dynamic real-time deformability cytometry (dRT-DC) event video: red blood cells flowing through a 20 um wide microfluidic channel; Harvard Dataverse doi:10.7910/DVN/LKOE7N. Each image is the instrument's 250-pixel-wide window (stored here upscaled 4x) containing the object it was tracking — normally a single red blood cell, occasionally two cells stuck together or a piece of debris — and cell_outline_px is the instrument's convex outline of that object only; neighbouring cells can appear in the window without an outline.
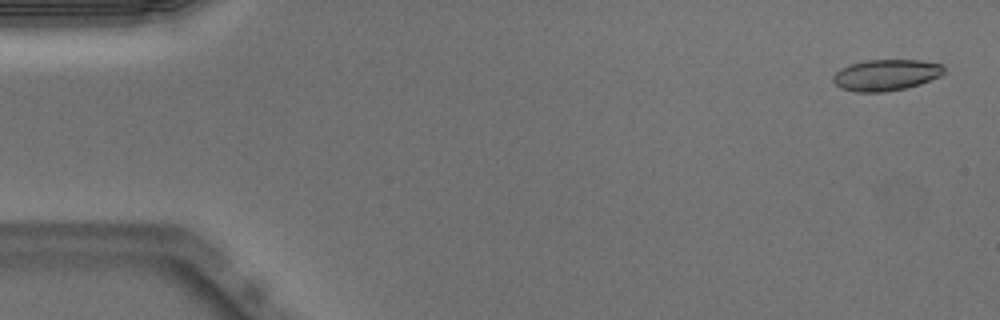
{"species": "Egyptian fruit bat (a non-hibernating species)", "species_latin": "Rousettus aegyptiacus", "temperature_condition": "warm", "stored_images_in_passage": 49, "camera_frame_rate_fps": 3000, "um_per_image_px": 0.085, "animal": {"sex": "male"}, "frame": {"image": 1, "passage_image": 1, "time_ms": 0.0, "image_size_px": [1000, 320], "cell_outline_px": [[944, 72], [940, 76], [920, 84], [904, 88], [884, 92], [856, 92], [840, 88], [832, 80], [832, 76], [840, 68], [864, 60], [920, 60], [944, 64]], "centroid_in_image_um": [75.31, 6.37], "position_along_channel_um": 9.7, "area_um2": 20.23}}
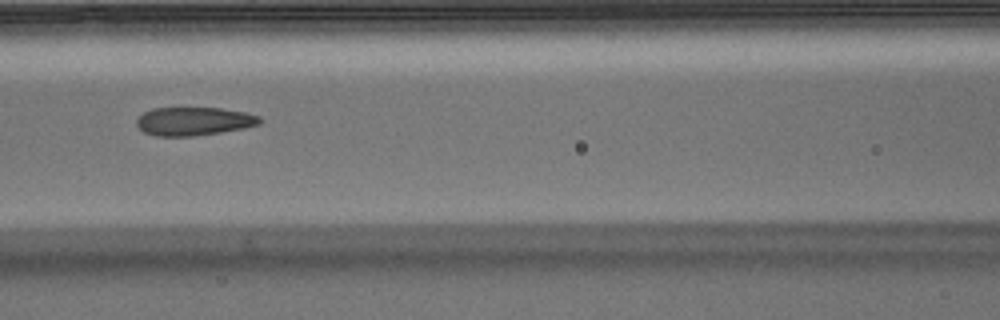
{"frame": {"image": 2, "passage_image": 21, "time_ms": 6.667, "image_size_px": [1000, 320], "cell_outline_px": [[260, 124], [244, 128], [220, 132], [192, 136], [156, 136], [144, 132], [136, 124], [136, 120], [144, 112], [152, 108], [220, 108], [244, 112], [260, 116]], "centroid_in_image_um": [16.46, 10.3], "position_along_channel_um": 150.1, "area_um2": 20.23}}
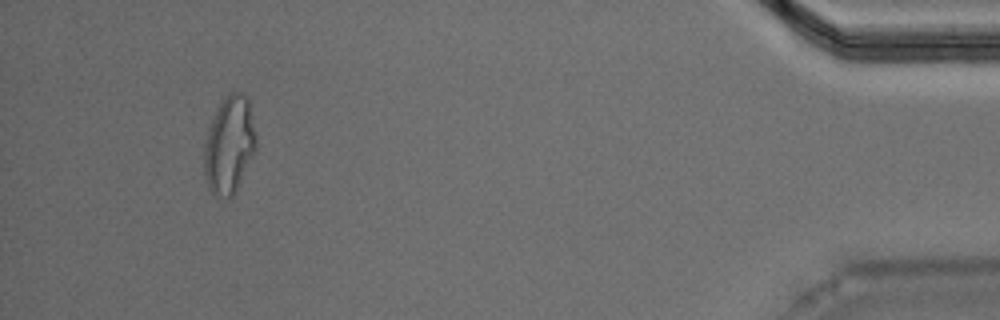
{"frame": {"image": 3, "passage_image": 46, "time_ms": 15.0, "image_size_px": [1000, 320], "cell_outline_px": [[256, 148], [236, 192], [232, 196], [216, 200], [212, 196], [208, 188], [204, 176], [204, 144], [208, 128], [216, 108], [224, 96], [228, 92], [244, 92], [248, 96], [256, 136]], "centroid_in_image_um": [19.47, 12.33], "position_along_channel_um": 415.7, "area_um2": 30.17}, "authors_computed_cell_mechanics": {"area_um2": 21.3282, "velocity_mm_per_s": 4.0046, "shape_relaxation_time_tau1_ms": null, "shape_relaxation_time_tau2_ms": 1.6031, "deformation_change_tau1": null, "deformation_change_tau2": 0.0837}}